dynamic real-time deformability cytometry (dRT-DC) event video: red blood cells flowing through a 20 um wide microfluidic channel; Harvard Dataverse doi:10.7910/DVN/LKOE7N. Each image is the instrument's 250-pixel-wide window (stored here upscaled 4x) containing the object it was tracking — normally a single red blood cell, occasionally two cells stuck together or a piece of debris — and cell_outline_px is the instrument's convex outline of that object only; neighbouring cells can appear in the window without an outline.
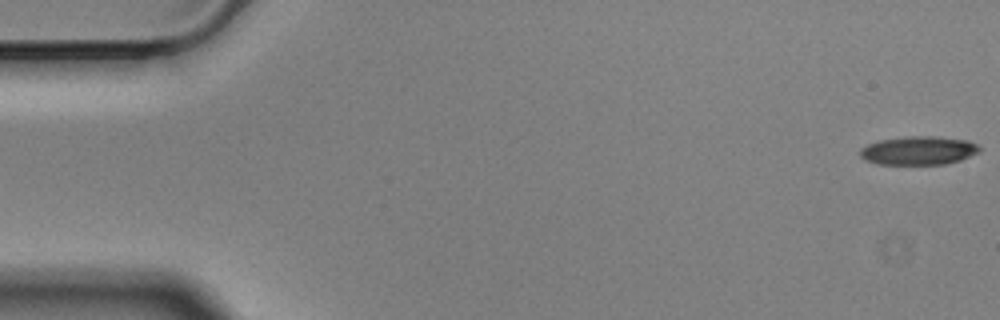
{"species": "Egyptian fruit bat (a non-hibernating species)", "species_latin": "Rousettus aegyptiacus", "temperature_condition": "cold", "stored_images_in_passage": 57, "camera_frame_rate_fps": 3000, "um_per_image_px": 0.085, "animal": {"sex": "male"}, "frame": {"image": 1, "passage_image": 1, "time_ms": 0.0, "image_size_px": [1000, 320], "cell_outline_px": [[980, 152], [960, 160], [944, 164], [876, 164], [864, 160], [860, 156], [860, 148], [868, 144], [880, 140], [908, 136], [936, 136], [968, 140], [976, 144], [980, 148]], "centroid_in_image_um": [78.06, 12.79], "position_along_channel_um": 6.9, "area_um2": 19.94}}
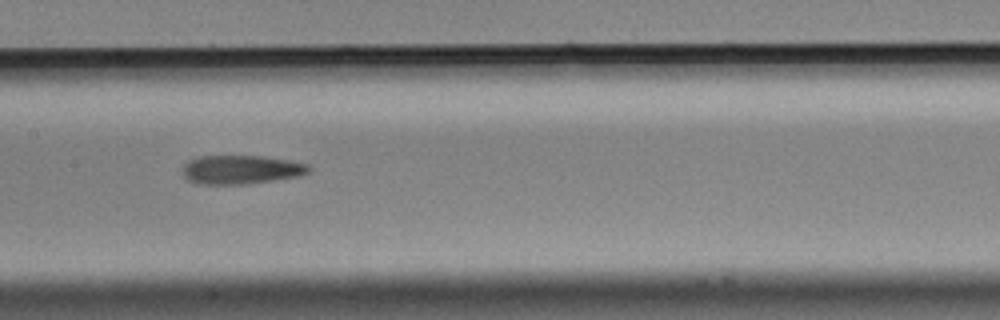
{"frame": {"image": 2, "passage_image": 28, "time_ms": 9.0, "image_size_px": [1000, 320], "cell_outline_px": [[312, 168], [308, 172], [296, 176], [248, 184], [200, 184], [188, 180], [184, 176], [184, 168], [188, 160], [200, 156], [264, 156], [288, 160], [308, 164]], "centroid_in_image_um": [20.49, 14.41], "position_along_channel_um": 186.9, "area_um2": 20.98}}
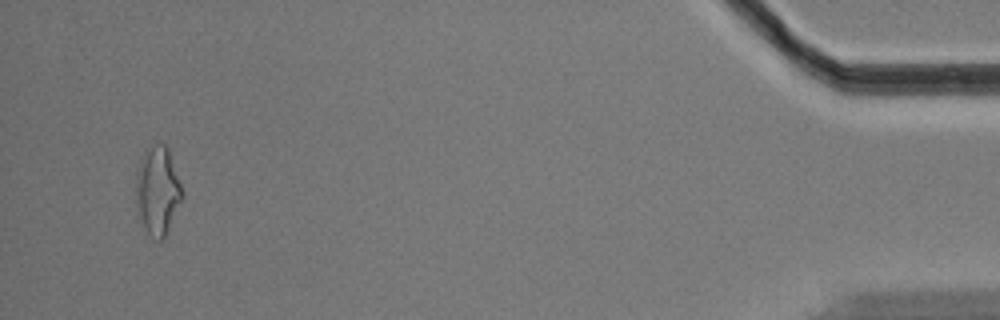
{"frame": {"image": 3, "passage_image": 55, "time_ms": 18.0, "image_size_px": [1000, 320], "cell_outline_px": [[184, 196], [164, 236], [160, 240], [156, 240], [148, 232], [136, 208], [136, 172], [140, 156], [148, 144], [164, 144], [168, 148], [184, 192]], "centroid_in_image_um": [13.39, 16.12], "position_along_channel_um": 421.8, "area_um2": 23.81}}